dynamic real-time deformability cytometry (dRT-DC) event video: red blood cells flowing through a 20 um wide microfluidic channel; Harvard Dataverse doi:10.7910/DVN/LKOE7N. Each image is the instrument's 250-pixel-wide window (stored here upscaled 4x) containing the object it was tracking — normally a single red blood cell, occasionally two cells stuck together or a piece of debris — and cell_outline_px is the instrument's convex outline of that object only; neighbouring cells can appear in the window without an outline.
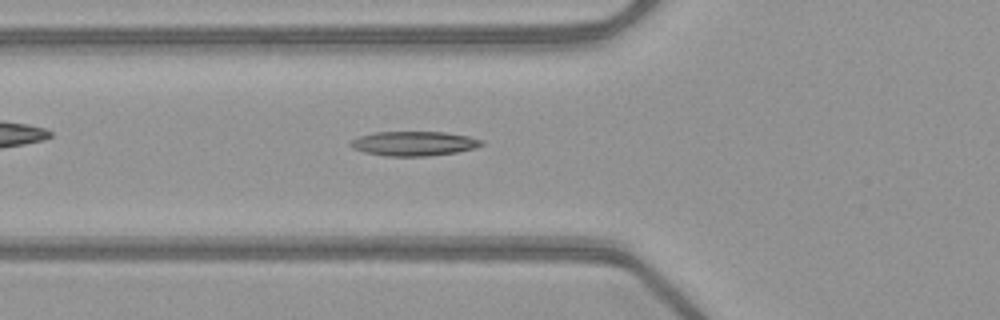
{"species": "common noctule bat (a hibernating species)", "species_latin": "Nyctalus noctula", "temperature_condition": "warm", "stored_images_in_passage": 51, "camera_frame_rate_fps": 3000, "um_per_image_px": 0.085, "animal": {"sex": "female", "body_mass_g": 21.9}, "frame": {"image": 1, "passage_image": 19, "time_ms": 6.0, "image_size_px": [1000, 320], "cell_outline_px": [[484, 144], [476, 148], [456, 152], [428, 156], [388, 156], [364, 152], [352, 148], [348, 144], [352, 140], [360, 136], [376, 132], [444, 132], [468, 136], [484, 140]], "centroid_in_image_um": [35.2, 12.2], "position_along_channel_um": 90.6, "area_um2": 18.67}}
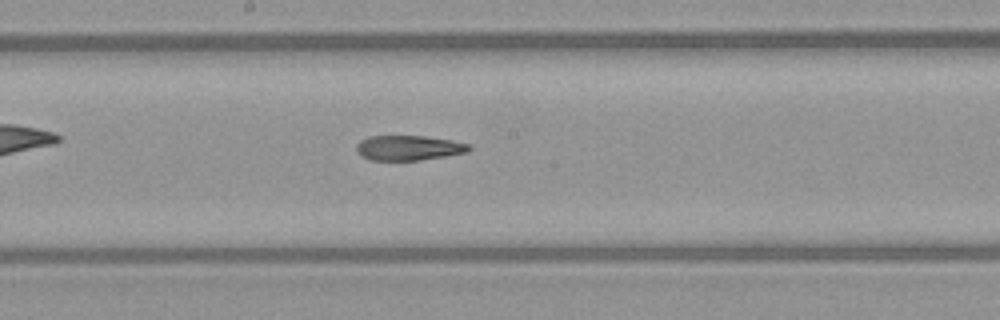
{"frame": {"image": 2, "passage_image": 28, "time_ms": 9.0, "image_size_px": [1000, 320], "cell_outline_px": [[472, 148], [468, 152], [420, 160], [368, 160], [360, 156], [356, 152], [356, 144], [360, 140], [368, 136], [424, 136], [452, 140], [468, 144]], "centroid_in_image_um": [34.68, 12.57], "position_along_channel_um": 213.5, "area_um2": 16.47}}
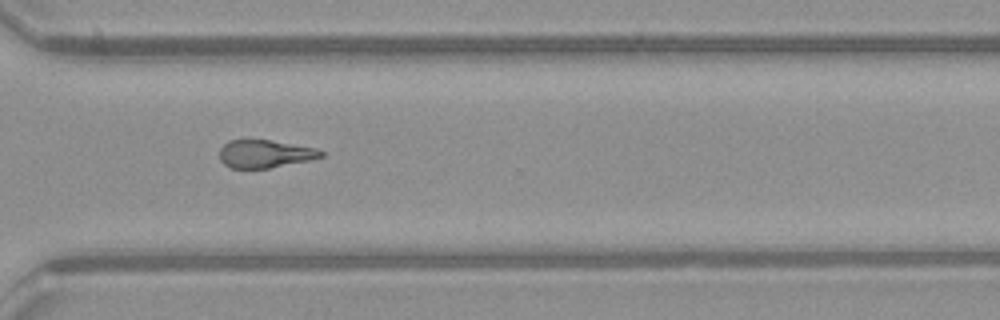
{"frame": {"image": 3, "passage_image": 38, "time_ms": 12.333, "image_size_px": [1000, 320], "cell_outline_px": [[324, 156], [308, 160], [268, 168], [232, 168], [224, 164], [220, 160], [220, 148], [228, 140], [248, 136], [272, 140], [316, 148], [324, 152]], "centroid_in_image_um": [22.46, 13.02], "position_along_channel_um": 348.1, "area_um2": 16.99}, "authors_computed_cell_mechanics": {"area_um2": 17.9758, "velocity_mm_per_s": 4.0494, "shape_relaxation_time_tau1_ms": null, "shape_relaxation_time_tau2_ms": 10.9328, "deformation_change_tau1": null, "deformation_change_tau2": 0.2402}}